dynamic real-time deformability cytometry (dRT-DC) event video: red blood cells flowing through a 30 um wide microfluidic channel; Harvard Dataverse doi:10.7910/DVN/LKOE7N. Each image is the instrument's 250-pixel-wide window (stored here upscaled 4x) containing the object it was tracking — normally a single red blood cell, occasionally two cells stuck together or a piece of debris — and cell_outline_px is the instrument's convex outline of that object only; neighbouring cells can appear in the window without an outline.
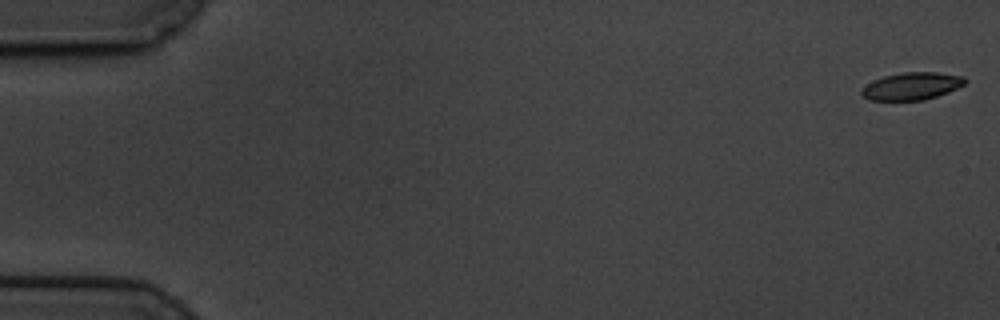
{"species": "common noctule bat (a hibernating species)", "species_latin": "Nyctalus noctula", "temperature_condition": "cold", "stored_images_in_passage": 14, "camera_frame_rate_fps": 3000, "um_per_image_px": 0.085, "animal": {"sex": "male", "body_mass_g": 19.5, "forearm_length_mm": 54.6}, "frame": {"image": 1, "passage_image": 1, "time_ms": 0.0, "image_size_px": [1000, 320], "cell_outline_px": [[968, 80], [964, 84], [948, 92], [924, 100], [868, 100], [860, 92], [860, 88], [884, 76], [904, 72], [936, 72], [964, 76]], "centroid_in_image_um": [77.51, 7.32], "position_along_channel_um": 7.5, "area_um2": 16.42}}